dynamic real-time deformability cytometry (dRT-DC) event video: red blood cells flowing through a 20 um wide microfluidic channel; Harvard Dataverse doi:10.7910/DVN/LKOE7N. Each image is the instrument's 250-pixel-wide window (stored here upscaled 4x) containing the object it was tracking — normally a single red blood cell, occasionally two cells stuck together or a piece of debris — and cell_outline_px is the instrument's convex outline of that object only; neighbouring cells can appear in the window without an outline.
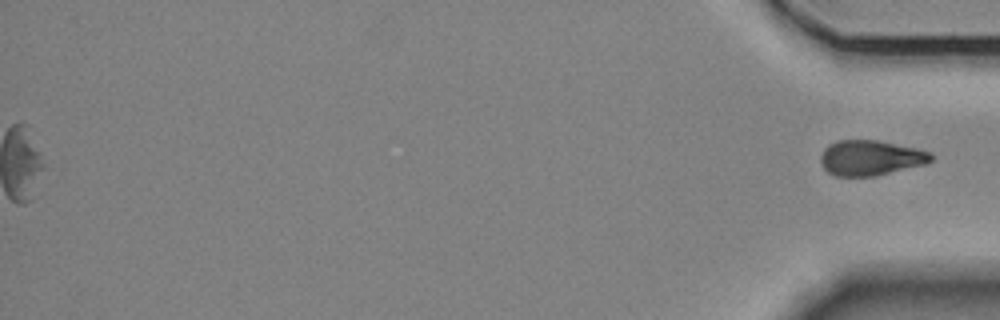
{"species": "Egyptian fruit bat (a non-hibernating species)", "species_latin": "Rousettus aegyptiacus", "temperature_condition": "room temperature", "stored_images_in_passage": 56, "segment_of_instrument_passage": [2, 2], "camera_frame_rate_fps": 3000, "um_per_image_px": 0.085, "animal": {"sex": "female"}, "frame": {"image": 1, "passage_image": 56, "time_ms": 18.333, "image_size_px": [1000, 320], "cell_outline_px": [[932, 160], [924, 164], [876, 176], [836, 176], [828, 172], [824, 168], [820, 160], [820, 156], [824, 148], [828, 144], [836, 140], [876, 140], [916, 148], [932, 152]], "centroid_in_image_um": [73.97, 13.41], "position_along_channel_um": 361.2, "area_um2": 22.66}}